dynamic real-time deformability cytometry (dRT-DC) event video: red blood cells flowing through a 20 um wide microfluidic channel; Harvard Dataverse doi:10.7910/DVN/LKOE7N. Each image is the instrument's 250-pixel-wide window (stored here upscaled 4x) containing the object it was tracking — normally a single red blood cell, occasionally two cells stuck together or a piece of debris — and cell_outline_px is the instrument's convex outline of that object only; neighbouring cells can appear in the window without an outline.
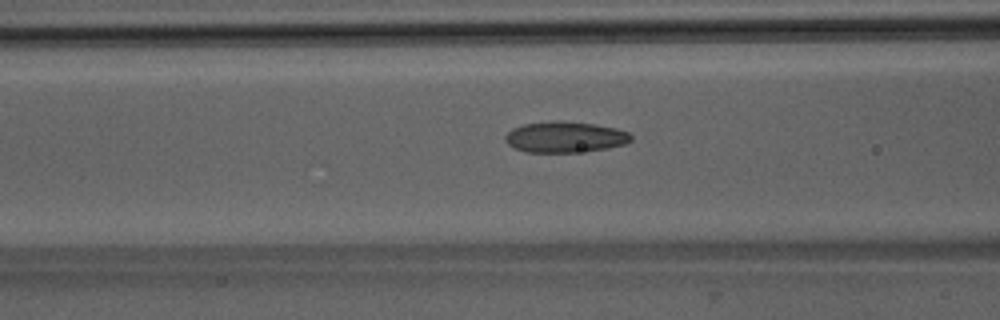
{"species": "Egyptian fruit bat (a non-hibernating species)", "species_latin": "Rousettus aegyptiacus", "temperature_condition": "room temperature", "stored_images_in_passage": 52, "camera_frame_rate_fps": 3000, "um_per_image_px": 0.085, "animal": {"sex": "male"}, "frame": {"image": 1, "passage_image": 21, "time_ms": 6.667, "image_size_px": [1000, 320], "cell_outline_px": [[632, 140], [624, 144], [608, 148], [576, 152], [528, 152], [516, 148], [508, 144], [504, 140], [504, 136], [512, 128], [524, 124], [556, 120], [560, 120], [596, 124], [616, 128], [628, 132], [632, 136]], "centroid_in_image_um": [48.03, 11.63], "position_along_channel_um": 118.6, "area_um2": 22.72}}
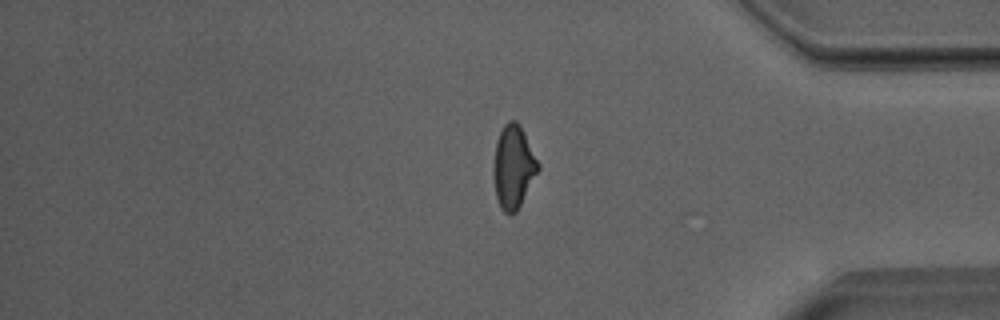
{"frame": {"image": 2, "passage_image": 43, "time_ms": 14.0, "image_size_px": [1000, 320], "cell_outline_px": [[540, 168], [516, 212], [512, 216], [504, 212], [500, 208], [496, 196], [492, 168], [496, 140], [504, 124], [508, 120], [516, 120], [520, 124], [540, 164]], "centroid_in_image_um": [43.62, 14.17], "position_along_channel_um": 391.6, "area_um2": 21.79}}
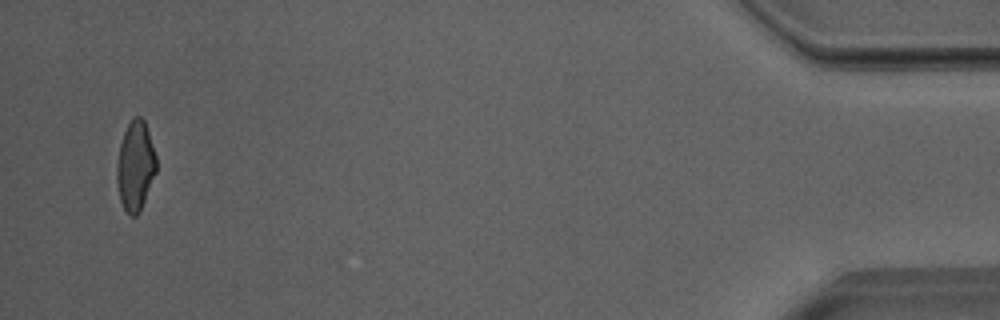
{"frame": {"image": 3, "passage_image": 50, "time_ms": 16.333, "image_size_px": [1000, 320], "cell_outline_px": [[156, 172], [144, 200], [136, 216], [128, 216], [124, 212], [120, 200], [116, 180], [116, 168], [120, 144], [124, 132], [132, 116], [140, 116], [144, 120], [156, 156]], "centroid_in_image_um": [11.48, 14.11], "position_along_channel_um": 423.7, "area_um2": 20.52}, "authors_computed_cell_mechanics": {"area_um2": 22.0218, "velocity_mm_per_s": 4.0233, "shape_relaxation_time_tau1_ms": 6.3712, "shape_relaxation_time_tau2_ms": 1.8858, "deformation_change_tau1": 0.1751, "deformation_change_tau2": 0.0878}}